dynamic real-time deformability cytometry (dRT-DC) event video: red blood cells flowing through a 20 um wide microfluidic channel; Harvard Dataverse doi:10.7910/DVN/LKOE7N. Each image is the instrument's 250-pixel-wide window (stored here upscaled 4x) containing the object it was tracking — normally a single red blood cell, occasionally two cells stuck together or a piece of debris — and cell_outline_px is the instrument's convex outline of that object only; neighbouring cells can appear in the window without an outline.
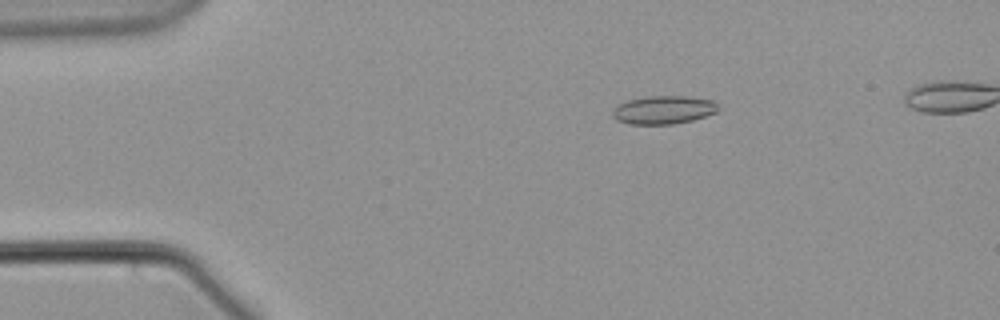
{"species": "common noctule bat (a hibernating species)", "species_latin": "Nyctalus noctula", "temperature_condition": "warm", "stored_images_in_passage": 54, "camera_frame_rate_fps": 3000, "um_per_image_px": 0.085, "animal": {"sex": "male", "body_mass_g": 21.5, "forearm_length_mm": 52.0}, "frame": {"image": 1, "passage_image": 10, "time_ms": 3.0, "image_size_px": [1000, 320], "cell_outline_px": [[720, 108], [716, 112], [692, 120], [672, 124], [628, 124], [616, 120], [612, 116], [612, 112], [620, 104], [628, 100], [648, 96], [688, 96], [712, 100]], "centroid_in_image_um": [56.4, 9.34], "position_along_channel_um": 28.6, "area_um2": 17.28}}
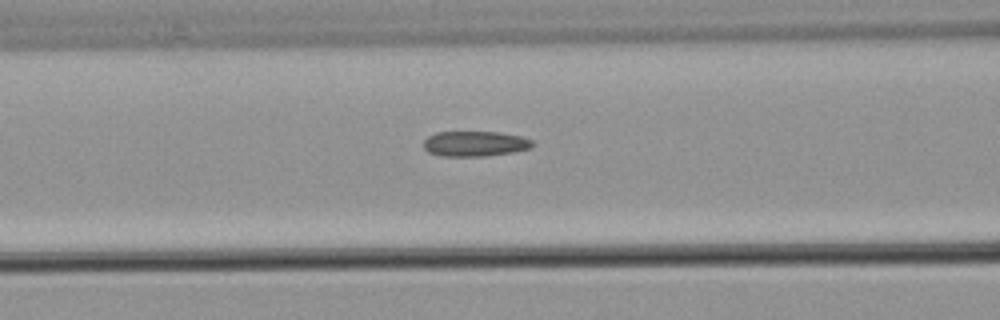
{"frame": {"image": 2, "passage_image": 23, "time_ms": 7.333, "image_size_px": [1000, 320], "cell_outline_px": [[536, 144], [532, 148], [512, 152], [484, 156], [440, 156], [428, 152], [424, 148], [424, 140], [428, 136], [436, 132], [500, 132], [520, 136], [532, 140]], "centroid_in_image_um": [40.38, 12.21], "position_along_channel_um": 126.2, "area_um2": 16.13}}
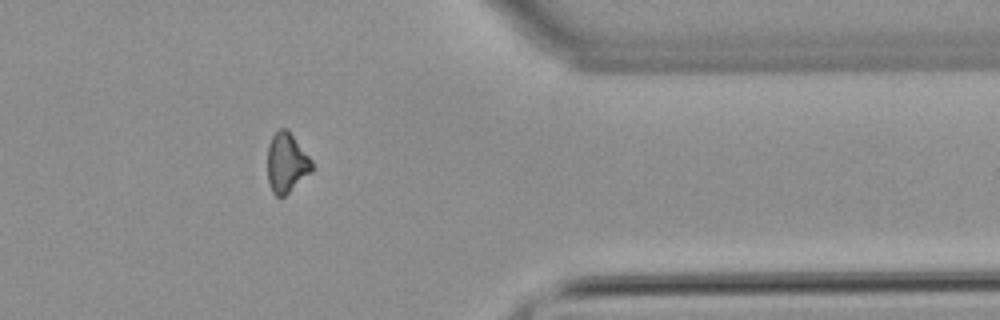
{"frame": {"image": 3, "passage_image": 46, "time_ms": 15.0, "image_size_px": [1000, 320], "cell_outline_px": [[312, 172], [284, 196], [276, 196], [272, 192], [268, 180], [268, 144], [272, 136], [280, 128], [288, 128], [312, 160]], "centroid_in_image_um": [24.36, 13.82], "position_along_channel_um": 387.0, "area_um2": 15.49}}